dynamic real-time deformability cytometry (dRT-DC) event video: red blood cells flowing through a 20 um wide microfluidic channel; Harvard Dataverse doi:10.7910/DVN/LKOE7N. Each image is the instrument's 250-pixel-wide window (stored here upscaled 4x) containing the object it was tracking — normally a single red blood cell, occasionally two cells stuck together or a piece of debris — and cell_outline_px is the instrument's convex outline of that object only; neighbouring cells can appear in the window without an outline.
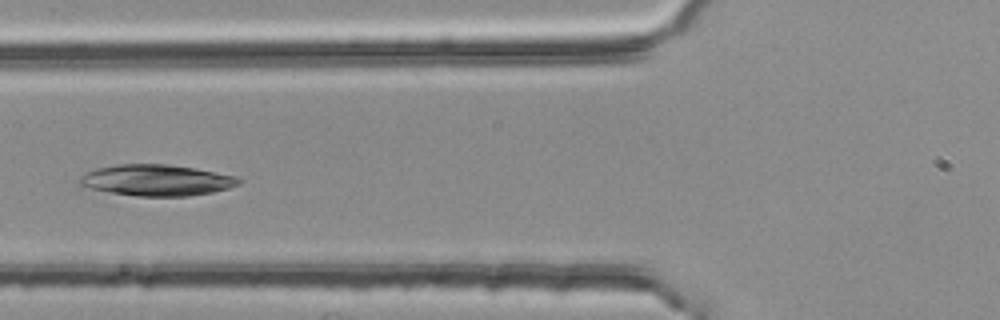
{"species": "common noctule bat (a hibernating species)", "species_latin": "Nyctalus noctula", "temperature_condition": "room temperature", "stored_images_in_passage": 4, "camera_frame_rate_fps": 3000, "um_per_image_px": 0.085, "animal": {"sex": "female", "body_mass_g": 25.1}, "frame": {"image": 1, "passage_image": 4, "time_ms": 1.0, "image_size_px": [1000, 320], "cell_outline_px": [[244, 180], [240, 184], [228, 188], [212, 192], [188, 196], [136, 196], [88, 188], [80, 184], [80, 176], [96, 168], [120, 164], [168, 164], [192, 168], [236, 176]], "centroid_in_image_um": [13.33, 15.32], "position_along_channel_um": 112.5, "area_um2": 28.67}}